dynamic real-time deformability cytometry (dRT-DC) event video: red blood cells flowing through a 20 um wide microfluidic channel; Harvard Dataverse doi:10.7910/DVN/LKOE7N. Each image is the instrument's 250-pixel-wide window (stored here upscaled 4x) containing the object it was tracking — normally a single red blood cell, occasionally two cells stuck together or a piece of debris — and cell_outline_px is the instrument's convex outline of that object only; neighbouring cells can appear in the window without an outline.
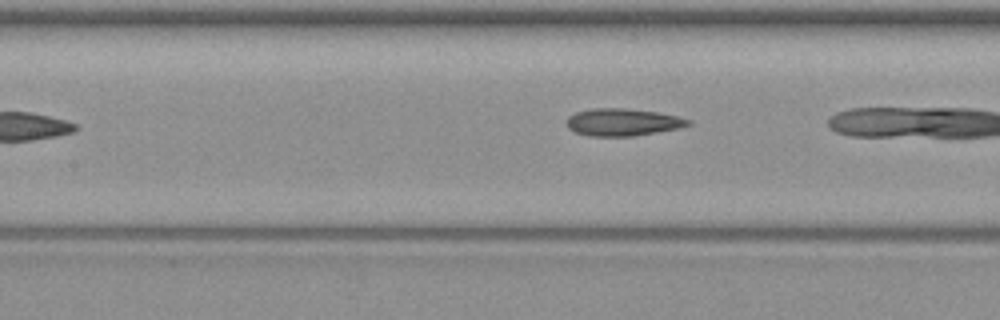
{"species": "common noctule bat (a hibernating species)", "species_latin": "Nyctalus noctula", "temperature_condition": "warm", "stored_images_in_passage": 4, "camera_frame_rate_fps": 3000, "um_per_image_px": 0.085, "animal": {"sex": "female", "body_mass_g": 19.3, "forearm_length_mm": 54.1}, "frame": {"image": 1, "passage_image": 4, "time_ms": 3.667, "image_size_px": [1000, 320], "cell_outline_px": [[692, 124], [680, 128], [632, 136], [592, 136], [576, 132], [568, 128], [568, 116], [576, 112], [592, 108], [624, 108], [656, 112], [676, 116], [692, 120]], "centroid_in_image_um": [52.95, 10.38], "position_along_channel_um": 154.4, "area_um2": 19.19}}